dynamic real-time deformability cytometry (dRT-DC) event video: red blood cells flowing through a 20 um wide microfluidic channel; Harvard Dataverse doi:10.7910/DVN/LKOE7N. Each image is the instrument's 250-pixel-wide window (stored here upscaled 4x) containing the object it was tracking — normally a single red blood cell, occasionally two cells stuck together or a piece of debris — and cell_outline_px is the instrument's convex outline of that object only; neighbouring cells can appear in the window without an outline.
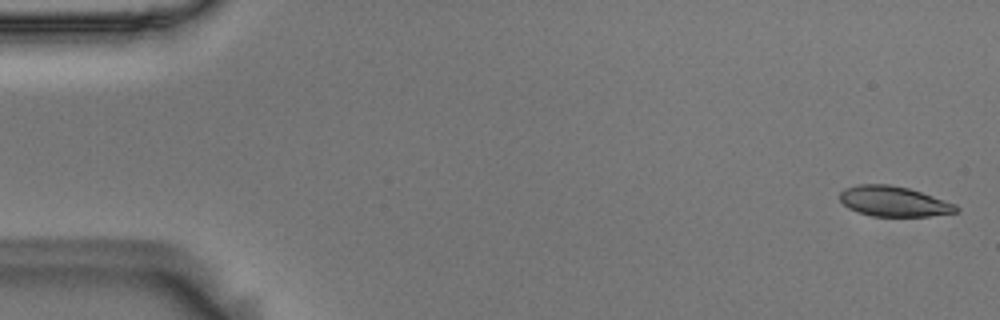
{"species": "Egyptian fruit bat (a non-hibernating species)", "species_latin": "Rousettus aegyptiacus", "temperature_condition": "room temperature", "stored_images_in_passage": 56, "camera_frame_rate_fps": 3000, "um_per_image_px": 0.085, "animal": {"sex": "male"}, "frame": {"image": 1, "passage_image": 2, "time_ms": 0.333, "image_size_px": [1000, 320], "cell_outline_px": [[960, 208], [956, 212], [928, 216], [872, 216], [856, 212], [848, 208], [840, 200], [840, 192], [844, 188], [860, 184], [888, 184], [908, 188], [956, 204]], "centroid_in_image_um": [75.94, 17.12], "position_along_channel_um": 9.1, "area_um2": 20.4}}
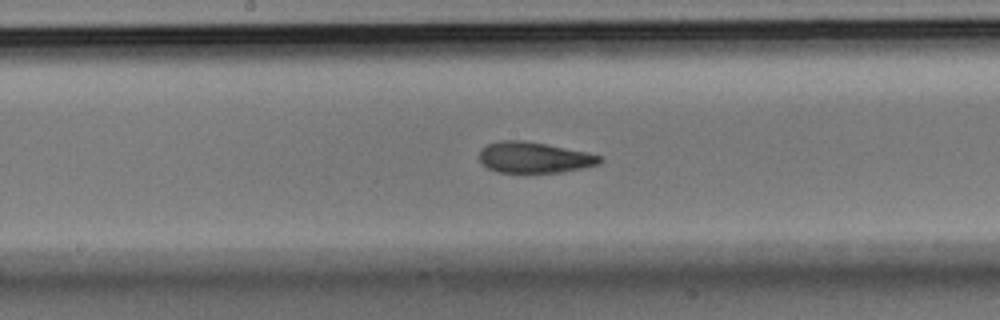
{"frame": {"image": 2, "passage_image": 29, "time_ms": 9.333, "image_size_px": [1000, 320], "cell_outline_px": [[604, 160], [600, 164], [560, 172], [496, 172], [488, 168], [480, 160], [480, 152], [488, 144], [504, 140], [520, 140], [544, 144], [588, 152], [604, 156]], "centroid_in_image_um": [45.46, 13.39], "position_along_channel_um": 202.7, "area_um2": 21.44}}
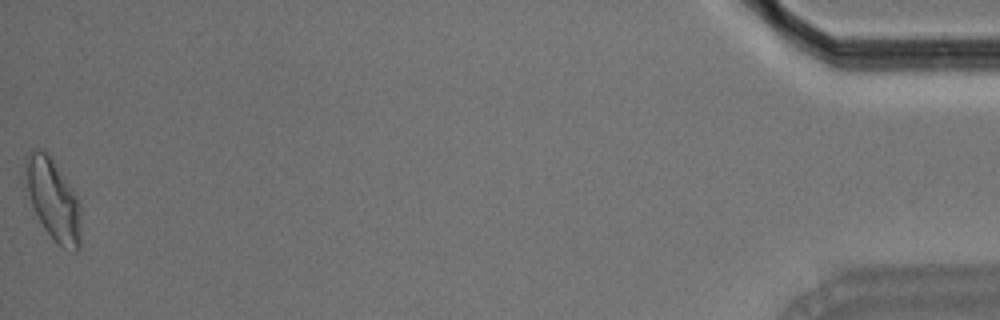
{"frame": {"image": 3, "passage_image": 56, "time_ms": 18.333, "image_size_px": [1000, 320], "cell_outline_px": [[80, 248], [76, 252], [72, 252], [56, 244], [44, 228], [24, 196], [24, 156], [32, 148], [44, 148], [48, 152], [72, 188], [80, 204]], "centroid_in_image_um": [4.44, 16.92], "position_along_channel_um": 430.8, "area_um2": 27.51}, "authors_computed_cell_mechanics": {"area_um2": 21.9929, "velocity_mm_per_s": 3.6113, "shape_relaxation_time_tau1_ms": 9.0627, "shape_relaxation_time_tau2_ms": 2.2745, "deformation_change_tau1": 0.2012, "deformation_change_tau2": 0.0756}}